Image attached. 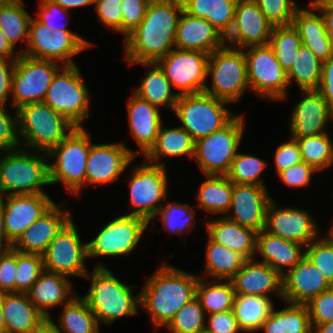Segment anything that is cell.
I'll list each match as a JSON object with an SVG mask.
<instances>
[{"instance_id": "1", "label": "cell", "mask_w": 333, "mask_h": 333, "mask_svg": "<svg viewBox=\"0 0 333 333\" xmlns=\"http://www.w3.org/2000/svg\"><path fill=\"white\" fill-rule=\"evenodd\" d=\"M181 0H150L139 26L123 41L125 59L132 63L157 62L175 47Z\"/></svg>"}, {"instance_id": "2", "label": "cell", "mask_w": 333, "mask_h": 333, "mask_svg": "<svg viewBox=\"0 0 333 333\" xmlns=\"http://www.w3.org/2000/svg\"><path fill=\"white\" fill-rule=\"evenodd\" d=\"M196 275L165 262L140 290V307L147 310L155 330L166 327L174 315L196 297Z\"/></svg>"}, {"instance_id": "3", "label": "cell", "mask_w": 333, "mask_h": 333, "mask_svg": "<svg viewBox=\"0 0 333 333\" xmlns=\"http://www.w3.org/2000/svg\"><path fill=\"white\" fill-rule=\"evenodd\" d=\"M91 280L89 292L81 296L99 324L111 325L116 319L138 313L140 293L133 296L135 286L121 282L104 264L98 263L85 276Z\"/></svg>"}, {"instance_id": "4", "label": "cell", "mask_w": 333, "mask_h": 333, "mask_svg": "<svg viewBox=\"0 0 333 333\" xmlns=\"http://www.w3.org/2000/svg\"><path fill=\"white\" fill-rule=\"evenodd\" d=\"M22 148L2 152L0 155V195L45 193L43 187L51 185L47 153L33 154ZM41 153V154H40Z\"/></svg>"}, {"instance_id": "5", "label": "cell", "mask_w": 333, "mask_h": 333, "mask_svg": "<svg viewBox=\"0 0 333 333\" xmlns=\"http://www.w3.org/2000/svg\"><path fill=\"white\" fill-rule=\"evenodd\" d=\"M16 111L19 144L37 152L48 153L77 128L44 102L27 104Z\"/></svg>"}, {"instance_id": "6", "label": "cell", "mask_w": 333, "mask_h": 333, "mask_svg": "<svg viewBox=\"0 0 333 333\" xmlns=\"http://www.w3.org/2000/svg\"><path fill=\"white\" fill-rule=\"evenodd\" d=\"M90 133L84 127H77L48 153L51 185L63 183L73 195H80L86 185V165L92 145Z\"/></svg>"}, {"instance_id": "7", "label": "cell", "mask_w": 333, "mask_h": 333, "mask_svg": "<svg viewBox=\"0 0 333 333\" xmlns=\"http://www.w3.org/2000/svg\"><path fill=\"white\" fill-rule=\"evenodd\" d=\"M211 76V87L206 84L204 92L228 103H236L247 89V64L243 49L229 45L209 54L207 77Z\"/></svg>"}, {"instance_id": "8", "label": "cell", "mask_w": 333, "mask_h": 333, "mask_svg": "<svg viewBox=\"0 0 333 333\" xmlns=\"http://www.w3.org/2000/svg\"><path fill=\"white\" fill-rule=\"evenodd\" d=\"M228 102L205 92L179 95L174 113L197 141L226 126L236 115L225 107Z\"/></svg>"}, {"instance_id": "9", "label": "cell", "mask_w": 333, "mask_h": 333, "mask_svg": "<svg viewBox=\"0 0 333 333\" xmlns=\"http://www.w3.org/2000/svg\"><path fill=\"white\" fill-rule=\"evenodd\" d=\"M244 117L236 115L221 130L195 141L193 159L204 175H227L244 132Z\"/></svg>"}, {"instance_id": "10", "label": "cell", "mask_w": 333, "mask_h": 333, "mask_svg": "<svg viewBox=\"0 0 333 333\" xmlns=\"http://www.w3.org/2000/svg\"><path fill=\"white\" fill-rule=\"evenodd\" d=\"M61 66L53 76L43 102L76 127H83L82 121L90 116L89 90L77 65Z\"/></svg>"}, {"instance_id": "11", "label": "cell", "mask_w": 333, "mask_h": 333, "mask_svg": "<svg viewBox=\"0 0 333 333\" xmlns=\"http://www.w3.org/2000/svg\"><path fill=\"white\" fill-rule=\"evenodd\" d=\"M250 91L271 100L287 98V72L281 67L269 45L243 49Z\"/></svg>"}, {"instance_id": "12", "label": "cell", "mask_w": 333, "mask_h": 333, "mask_svg": "<svg viewBox=\"0 0 333 333\" xmlns=\"http://www.w3.org/2000/svg\"><path fill=\"white\" fill-rule=\"evenodd\" d=\"M132 177L127 182L130 187V208L126 215L137 216L150 223L167 197L168 176L166 167L155 165L144 160L141 166L132 169Z\"/></svg>"}, {"instance_id": "13", "label": "cell", "mask_w": 333, "mask_h": 333, "mask_svg": "<svg viewBox=\"0 0 333 333\" xmlns=\"http://www.w3.org/2000/svg\"><path fill=\"white\" fill-rule=\"evenodd\" d=\"M61 68L58 62L27 57L16 59L11 95L14 111L21 106L43 102L53 76Z\"/></svg>"}, {"instance_id": "14", "label": "cell", "mask_w": 333, "mask_h": 333, "mask_svg": "<svg viewBox=\"0 0 333 333\" xmlns=\"http://www.w3.org/2000/svg\"><path fill=\"white\" fill-rule=\"evenodd\" d=\"M149 223L137 216L121 215L109 221L87 243V256H122L135 250Z\"/></svg>"}, {"instance_id": "15", "label": "cell", "mask_w": 333, "mask_h": 333, "mask_svg": "<svg viewBox=\"0 0 333 333\" xmlns=\"http://www.w3.org/2000/svg\"><path fill=\"white\" fill-rule=\"evenodd\" d=\"M73 218L62 228L42 254L44 270L70 276L85 277L87 243H82Z\"/></svg>"}, {"instance_id": "16", "label": "cell", "mask_w": 333, "mask_h": 333, "mask_svg": "<svg viewBox=\"0 0 333 333\" xmlns=\"http://www.w3.org/2000/svg\"><path fill=\"white\" fill-rule=\"evenodd\" d=\"M209 54L173 48L156 63L163 70L178 95L204 92L207 84ZM180 90V91H179Z\"/></svg>"}, {"instance_id": "17", "label": "cell", "mask_w": 333, "mask_h": 333, "mask_svg": "<svg viewBox=\"0 0 333 333\" xmlns=\"http://www.w3.org/2000/svg\"><path fill=\"white\" fill-rule=\"evenodd\" d=\"M310 212L295 207H278L272 200L267 208L264 231L307 246L318 239L319 227Z\"/></svg>"}, {"instance_id": "18", "label": "cell", "mask_w": 333, "mask_h": 333, "mask_svg": "<svg viewBox=\"0 0 333 333\" xmlns=\"http://www.w3.org/2000/svg\"><path fill=\"white\" fill-rule=\"evenodd\" d=\"M54 204L55 202L47 193L3 196L5 239L12 245Z\"/></svg>"}, {"instance_id": "19", "label": "cell", "mask_w": 333, "mask_h": 333, "mask_svg": "<svg viewBox=\"0 0 333 333\" xmlns=\"http://www.w3.org/2000/svg\"><path fill=\"white\" fill-rule=\"evenodd\" d=\"M136 158L124 143L93 144L86 165V186L116 182Z\"/></svg>"}, {"instance_id": "20", "label": "cell", "mask_w": 333, "mask_h": 333, "mask_svg": "<svg viewBox=\"0 0 333 333\" xmlns=\"http://www.w3.org/2000/svg\"><path fill=\"white\" fill-rule=\"evenodd\" d=\"M272 29L273 26L253 0H238L234 22L225 42L240 49L268 45Z\"/></svg>"}, {"instance_id": "21", "label": "cell", "mask_w": 333, "mask_h": 333, "mask_svg": "<svg viewBox=\"0 0 333 333\" xmlns=\"http://www.w3.org/2000/svg\"><path fill=\"white\" fill-rule=\"evenodd\" d=\"M267 188L233 183L231 205L226 217L256 232L264 230L267 208L273 200Z\"/></svg>"}, {"instance_id": "22", "label": "cell", "mask_w": 333, "mask_h": 333, "mask_svg": "<svg viewBox=\"0 0 333 333\" xmlns=\"http://www.w3.org/2000/svg\"><path fill=\"white\" fill-rule=\"evenodd\" d=\"M303 99L298 101L290 114L291 138H302L327 133L325 127L333 120V111L317 90H302Z\"/></svg>"}, {"instance_id": "23", "label": "cell", "mask_w": 333, "mask_h": 333, "mask_svg": "<svg viewBox=\"0 0 333 333\" xmlns=\"http://www.w3.org/2000/svg\"><path fill=\"white\" fill-rule=\"evenodd\" d=\"M56 203L31 224L11 245L21 253L42 255L55 236L72 219L71 212Z\"/></svg>"}, {"instance_id": "24", "label": "cell", "mask_w": 333, "mask_h": 333, "mask_svg": "<svg viewBox=\"0 0 333 333\" xmlns=\"http://www.w3.org/2000/svg\"><path fill=\"white\" fill-rule=\"evenodd\" d=\"M332 286L306 256L282 276V300L291 304H306Z\"/></svg>"}, {"instance_id": "25", "label": "cell", "mask_w": 333, "mask_h": 333, "mask_svg": "<svg viewBox=\"0 0 333 333\" xmlns=\"http://www.w3.org/2000/svg\"><path fill=\"white\" fill-rule=\"evenodd\" d=\"M225 44V37L206 19L182 11L175 35L176 48L211 54Z\"/></svg>"}, {"instance_id": "26", "label": "cell", "mask_w": 333, "mask_h": 333, "mask_svg": "<svg viewBox=\"0 0 333 333\" xmlns=\"http://www.w3.org/2000/svg\"><path fill=\"white\" fill-rule=\"evenodd\" d=\"M247 259L242 268L230 279L235 294L270 297L273 293L282 299V276L271 266Z\"/></svg>"}, {"instance_id": "27", "label": "cell", "mask_w": 333, "mask_h": 333, "mask_svg": "<svg viewBox=\"0 0 333 333\" xmlns=\"http://www.w3.org/2000/svg\"><path fill=\"white\" fill-rule=\"evenodd\" d=\"M127 111L131 136L133 135L139 148L136 156L141 153L144 156L154 145L163 124L160 110L132 92L128 99Z\"/></svg>"}, {"instance_id": "28", "label": "cell", "mask_w": 333, "mask_h": 333, "mask_svg": "<svg viewBox=\"0 0 333 333\" xmlns=\"http://www.w3.org/2000/svg\"><path fill=\"white\" fill-rule=\"evenodd\" d=\"M2 311L6 333H39L47 326L27 293H2Z\"/></svg>"}, {"instance_id": "29", "label": "cell", "mask_w": 333, "mask_h": 333, "mask_svg": "<svg viewBox=\"0 0 333 333\" xmlns=\"http://www.w3.org/2000/svg\"><path fill=\"white\" fill-rule=\"evenodd\" d=\"M304 251L305 246L300 243L283 239L264 230L257 232L255 253H259L263 258L259 262L271 266L281 276H284L305 256Z\"/></svg>"}, {"instance_id": "30", "label": "cell", "mask_w": 333, "mask_h": 333, "mask_svg": "<svg viewBox=\"0 0 333 333\" xmlns=\"http://www.w3.org/2000/svg\"><path fill=\"white\" fill-rule=\"evenodd\" d=\"M72 289L70 278L44 270L27 294L33 305L48 319L50 308L61 307L77 295Z\"/></svg>"}, {"instance_id": "31", "label": "cell", "mask_w": 333, "mask_h": 333, "mask_svg": "<svg viewBox=\"0 0 333 333\" xmlns=\"http://www.w3.org/2000/svg\"><path fill=\"white\" fill-rule=\"evenodd\" d=\"M206 230L213 241L240 253L246 259H254L257 237L255 230L241 226L226 216L207 221Z\"/></svg>"}, {"instance_id": "32", "label": "cell", "mask_w": 333, "mask_h": 333, "mask_svg": "<svg viewBox=\"0 0 333 333\" xmlns=\"http://www.w3.org/2000/svg\"><path fill=\"white\" fill-rule=\"evenodd\" d=\"M137 64L143 65L148 73L145 77H142L140 85L134 88L133 93L155 107L167 106V108L174 110L179 95L173 93L172 85L160 66L156 62L132 63L130 65Z\"/></svg>"}, {"instance_id": "33", "label": "cell", "mask_w": 333, "mask_h": 333, "mask_svg": "<svg viewBox=\"0 0 333 333\" xmlns=\"http://www.w3.org/2000/svg\"><path fill=\"white\" fill-rule=\"evenodd\" d=\"M195 140L182 127L167 129L163 124L158 131L154 145L144 155L147 162L166 167L165 162L159 163L161 157H180L187 155L193 159Z\"/></svg>"}, {"instance_id": "34", "label": "cell", "mask_w": 333, "mask_h": 333, "mask_svg": "<svg viewBox=\"0 0 333 333\" xmlns=\"http://www.w3.org/2000/svg\"><path fill=\"white\" fill-rule=\"evenodd\" d=\"M47 326L55 333H100L96 316L78 294L63 305L59 326L51 317L47 319Z\"/></svg>"}, {"instance_id": "35", "label": "cell", "mask_w": 333, "mask_h": 333, "mask_svg": "<svg viewBox=\"0 0 333 333\" xmlns=\"http://www.w3.org/2000/svg\"><path fill=\"white\" fill-rule=\"evenodd\" d=\"M183 10L194 17L206 19L224 37L233 25L238 0H181Z\"/></svg>"}, {"instance_id": "36", "label": "cell", "mask_w": 333, "mask_h": 333, "mask_svg": "<svg viewBox=\"0 0 333 333\" xmlns=\"http://www.w3.org/2000/svg\"><path fill=\"white\" fill-rule=\"evenodd\" d=\"M273 308L270 297L235 294L232 311L241 332L252 333L261 329Z\"/></svg>"}, {"instance_id": "37", "label": "cell", "mask_w": 333, "mask_h": 333, "mask_svg": "<svg viewBox=\"0 0 333 333\" xmlns=\"http://www.w3.org/2000/svg\"><path fill=\"white\" fill-rule=\"evenodd\" d=\"M287 304L282 310H275L274 307L260 330L265 333H312L307 305Z\"/></svg>"}, {"instance_id": "38", "label": "cell", "mask_w": 333, "mask_h": 333, "mask_svg": "<svg viewBox=\"0 0 333 333\" xmlns=\"http://www.w3.org/2000/svg\"><path fill=\"white\" fill-rule=\"evenodd\" d=\"M205 250L204 276L214 280H230L247 260L240 253L213 241L210 237Z\"/></svg>"}, {"instance_id": "39", "label": "cell", "mask_w": 333, "mask_h": 333, "mask_svg": "<svg viewBox=\"0 0 333 333\" xmlns=\"http://www.w3.org/2000/svg\"><path fill=\"white\" fill-rule=\"evenodd\" d=\"M198 191L199 206L214 214H227L232 199L233 183L226 175H205Z\"/></svg>"}, {"instance_id": "40", "label": "cell", "mask_w": 333, "mask_h": 333, "mask_svg": "<svg viewBox=\"0 0 333 333\" xmlns=\"http://www.w3.org/2000/svg\"><path fill=\"white\" fill-rule=\"evenodd\" d=\"M322 64L315 54L303 44L297 51L293 65L287 72L288 86L295 81L302 90H317L321 83Z\"/></svg>"}, {"instance_id": "41", "label": "cell", "mask_w": 333, "mask_h": 333, "mask_svg": "<svg viewBox=\"0 0 333 333\" xmlns=\"http://www.w3.org/2000/svg\"><path fill=\"white\" fill-rule=\"evenodd\" d=\"M203 277L198 278L196 297L206 315L232 310L235 291L230 280L218 283L219 280L208 282ZM217 281V283H216Z\"/></svg>"}, {"instance_id": "42", "label": "cell", "mask_w": 333, "mask_h": 333, "mask_svg": "<svg viewBox=\"0 0 333 333\" xmlns=\"http://www.w3.org/2000/svg\"><path fill=\"white\" fill-rule=\"evenodd\" d=\"M24 0L0 7V30L15 49L17 41L28 43L31 15L24 9Z\"/></svg>"}, {"instance_id": "43", "label": "cell", "mask_w": 333, "mask_h": 333, "mask_svg": "<svg viewBox=\"0 0 333 333\" xmlns=\"http://www.w3.org/2000/svg\"><path fill=\"white\" fill-rule=\"evenodd\" d=\"M49 35L48 60L62 62L63 66L76 65L72 60L93 44L72 31L53 30Z\"/></svg>"}, {"instance_id": "44", "label": "cell", "mask_w": 333, "mask_h": 333, "mask_svg": "<svg viewBox=\"0 0 333 333\" xmlns=\"http://www.w3.org/2000/svg\"><path fill=\"white\" fill-rule=\"evenodd\" d=\"M294 139L299 144L303 162L318 172L333 166V142L328 133Z\"/></svg>"}, {"instance_id": "45", "label": "cell", "mask_w": 333, "mask_h": 333, "mask_svg": "<svg viewBox=\"0 0 333 333\" xmlns=\"http://www.w3.org/2000/svg\"><path fill=\"white\" fill-rule=\"evenodd\" d=\"M268 45L273 49L281 67L288 72L302 42L298 32L289 25L273 27Z\"/></svg>"}, {"instance_id": "46", "label": "cell", "mask_w": 333, "mask_h": 333, "mask_svg": "<svg viewBox=\"0 0 333 333\" xmlns=\"http://www.w3.org/2000/svg\"><path fill=\"white\" fill-rule=\"evenodd\" d=\"M266 165L265 161L256 156L237 152L226 176L232 183L266 187L261 178Z\"/></svg>"}, {"instance_id": "47", "label": "cell", "mask_w": 333, "mask_h": 333, "mask_svg": "<svg viewBox=\"0 0 333 333\" xmlns=\"http://www.w3.org/2000/svg\"><path fill=\"white\" fill-rule=\"evenodd\" d=\"M206 313L195 297L186 303L165 327L171 333H199L205 330Z\"/></svg>"}, {"instance_id": "48", "label": "cell", "mask_w": 333, "mask_h": 333, "mask_svg": "<svg viewBox=\"0 0 333 333\" xmlns=\"http://www.w3.org/2000/svg\"><path fill=\"white\" fill-rule=\"evenodd\" d=\"M190 204H181L176 201H169L166 205H162L156 216L160 215L163 229L173 234H184L188 228H194L195 209ZM187 229V230H186Z\"/></svg>"}, {"instance_id": "49", "label": "cell", "mask_w": 333, "mask_h": 333, "mask_svg": "<svg viewBox=\"0 0 333 333\" xmlns=\"http://www.w3.org/2000/svg\"><path fill=\"white\" fill-rule=\"evenodd\" d=\"M327 235H320L318 239L310 242L304 252L333 287V233L330 231Z\"/></svg>"}, {"instance_id": "50", "label": "cell", "mask_w": 333, "mask_h": 333, "mask_svg": "<svg viewBox=\"0 0 333 333\" xmlns=\"http://www.w3.org/2000/svg\"><path fill=\"white\" fill-rule=\"evenodd\" d=\"M43 271L42 255L17 251L15 293H27Z\"/></svg>"}, {"instance_id": "51", "label": "cell", "mask_w": 333, "mask_h": 333, "mask_svg": "<svg viewBox=\"0 0 333 333\" xmlns=\"http://www.w3.org/2000/svg\"><path fill=\"white\" fill-rule=\"evenodd\" d=\"M309 7L308 10L299 7L291 23L293 28L298 32L300 39L329 37L322 14L318 15L314 13L315 7L311 2Z\"/></svg>"}, {"instance_id": "52", "label": "cell", "mask_w": 333, "mask_h": 333, "mask_svg": "<svg viewBox=\"0 0 333 333\" xmlns=\"http://www.w3.org/2000/svg\"><path fill=\"white\" fill-rule=\"evenodd\" d=\"M273 27L289 26L299 6L295 0H253Z\"/></svg>"}, {"instance_id": "53", "label": "cell", "mask_w": 333, "mask_h": 333, "mask_svg": "<svg viewBox=\"0 0 333 333\" xmlns=\"http://www.w3.org/2000/svg\"><path fill=\"white\" fill-rule=\"evenodd\" d=\"M52 31L51 28L31 17L27 47L18 52L30 58L48 60V42Z\"/></svg>"}, {"instance_id": "54", "label": "cell", "mask_w": 333, "mask_h": 333, "mask_svg": "<svg viewBox=\"0 0 333 333\" xmlns=\"http://www.w3.org/2000/svg\"><path fill=\"white\" fill-rule=\"evenodd\" d=\"M312 328L333 321V287L322 291L306 303Z\"/></svg>"}, {"instance_id": "55", "label": "cell", "mask_w": 333, "mask_h": 333, "mask_svg": "<svg viewBox=\"0 0 333 333\" xmlns=\"http://www.w3.org/2000/svg\"><path fill=\"white\" fill-rule=\"evenodd\" d=\"M17 251L12 247L0 248V293H15Z\"/></svg>"}, {"instance_id": "56", "label": "cell", "mask_w": 333, "mask_h": 333, "mask_svg": "<svg viewBox=\"0 0 333 333\" xmlns=\"http://www.w3.org/2000/svg\"><path fill=\"white\" fill-rule=\"evenodd\" d=\"M6 105H0V151H10L17 149L19 144L17 134V111L14 116L10 115L5 108Z\"/></svg>"}, {"instance_id": "57", "label": "cell", "mask_w": 333, "mask_h": 333, "mask_svg": "<svg viewBox=\"0 0 333 333\" xmlns=\"http://www.w3.org/2000/svg\"><path fill=\"white\" fill-rule=\"evenodd\" d=\"M95 9L105 27L122 33V0H95Z\"/></svg>"}, {"instance_id": "58", "label": "cell", "mask_w": 333, "mask_h": 333, "mask_svg": "<svg viewBox=\"0 0 333 333\" xmlns=\"http://www.w3.org/2000/svg\"><path fill=\"white\" fill-rule=\"evenodd\" d=\"M150 0H122V33L125 39L141 23Z\"/></svg>"}, {"instance_id": "59", "label": "cell", "mask_w": 333, "mask_h": 333, "mask_svg": "<svg viewBox=\"0 0 333 333\" xmlns=\"http://www.w3.org/2000/svg\"><path fill=\"white\" fill-rule=\"evenodd\" d=\"M39 1L40 2L38 8L40 10L36 11L37 14L36 19L40 23L51 28L52 30L70 31L69 29H67L66 26L68 22H66L65 24L64 22H61V24L59 23V19H61V17H63L65 14L70 13L67 9L62 8L59 4L54 3L51 0H39Z\"/></svg>"}, {"instance_id": "60", "label": "cell", "mask_w": 333, "mask_h": 333, "mask_svg": "<svg viewBox=\"0 0 333 333\" xmlns=\"http://www.w3.org/2000/svg\"><path fill=\"white\" fill-rule=\"evenodd\" d=\"M274 164L277 171V175L288 168L295 166L302 161L299 144L294 138H290L289 141L280 144L274 154Z\"/></svg>"}, {"instance_id": "61", "label": "cell", "mask_w": 333, "mask_h": 333, "mask_svg": "<svg viewBox=\"0 0 333 333\" xmlns=\"http://www.w3.org/2000/svg\"><path fill=\"white\" fill-rule=\"evenodd\" d=\"M318 172L313 166L301 162L295 166L281 171L278 176L280 180L287 186L292 188H300L309 186L314 173Z\"/></svg>"}, {"instance_id": "62", "label": "cell", "mask_w": 333, "mask_h": 333, "mask_svg": "<svg viewBox=\"0 0 333 333\" xmlns=\"http://www.w3.org/2000/svg\"><path fill=\"white\" fill-rule=\"evenodd\" d=\"M205 329L211 333H238L240 328L232 310L209 314Z\"/></svg>"}, {"instance_id": "63", "label": "cell", "mask_w": 333, "mask_h": 333, "mask_svg": "<svg viewBox=\"0 0 333 333\" xmlns=\"http://www.w3.org/2000/svg\"><path fill=\"white\" fill-rule=\"evenodd\" d=\"M317 91L323 96L329 108L333 111V57L322 64L321 83Z\"/></svg>"}, {"instance_id": "64", "label": "cell", "mask_w": 333, "mask_h": 333, "mask_svg": "<svg viewBox=\"0 0 333 333\" xmlns=\"http://www.w3.org/2000/svg\"><path fill=\"white\" fill-rule=\"evenodd\" d=\"M16 60H0V105H6L11 96L12 76Z\"/></svg>"}, {"instance_id": "65", "label": "cell", "mask_w": 333, "mask_h": 333, "mask_svg": "<svg viewBox=\"0 0 333 333\" xmlns=\"http://www.w3.org/2000/svg\"><path fill=\"white\" fill-rule=\"evenodd\" d=\"M301 42L304 46L308 47L321 62L333 57V45L330 37L301 39Z\"/></svg>"}, {"instance_id": "66", "label": "cell", "mask_w": 333, "mask_h": 333, "mask_svg": "<svg viewBox=\"0 0 333 333\" xmlns=\"http://www.w3.org/2000/svg\"><path fill=\"white\" fill-rule=\"evenodd\" d=\"M14 50L4 33L0 30V60H16L20 53L17 52L16 54Z\"/></svg>"}, {"instance_id": "67", "label": "cell", "mask_w": 333, "mask_h": 333, "mask_svg": "<svg viewBox=\"0 0 333 333\" xmlns=\"http://www.w3.org/2000/svg\"><path fill=\"white\" fill-rule=\"evenodd\" d=\"M317 12L323 16L326 31L331 39L333 45V8L332 7H315Z\"/></svg>"}, {"instance_id": "68", "label": "cell", "mask_w": 333, "mask_h": 333, "mask_svg": "<svg viewBox=\"0 0 333 333\" xmlns=\"http://www.w3.org/2000/svg\"><path fill=\"white\" fill-rule=\"evenodd\" d=\"M54 3L59 4L62 8L68 11L72 8H79L86 5H95V0H51Z\"/></svg>"}, {"instance_id": "69", "label": "cell", "mask_w": 333, "mask_h": 333, "mask_svg": "<svg viewBox=\"0 0 333 333\" xmlns=\"http://www.w3.org/2000/svg\"><path fill=\"white\" fill-rule=\"evenodd\" d=\"M3 216V197L0 195V248L11 247V244L5 239Z\"/></svg>"}, {"instance_id": "70", "label": "cell", "mask_w": 333, "mask_h": 333, "mask_svg": "<svg viewBox=\"0 0 333 333\" xmlns=\"http://www.w3.org/2000/svg\"><path fill=\"white\" fill-rule=\"evenodd\" d=\"M312 333H333V321L325 324L315 325L313 327Z\"/></svg>"}, {"instance_id": "71", "label": "cell", "mask_w": 333, "mask_h": 333, "mask_svg": "<svg viewBox=\"0 0 333 333\" xmlns=\"http://www.w3.org/2000/svg\"><path fill=\"white\" fill-rule=\"evenodd\" d=\"M311 4L314 7H332L333 8V0H312Z\"/></svg>"}, {"instance_id": "72", "label": "cell", "mask_w": 333, "mask_h": 333, "mask_svg": "<svg viewBox=\"0 0 333 333\" xmlns=\"http://www.w3.org/2000/svg\"><path fill=\"white\" fill-rule=\"evenodd\" d=\"M0 333H6V326L2 311V293H0Z\"/></svg>"}, {"instance_id": "73", "label": "cell", "mask_w": 333, "mask_h": 333, "mask_svg": "<svg viewBox=\"0 0 333 333\" xmlns=\"http://www.w3.org/2000/svg\"><path fill=\"white\" fill-rule=\"evenodd\" d=\"M16 0H0V7L2 6H6V5H10L13 2H15Z\"/></svg>"}, {"instance_id": "74", "label": "cell", "mask_w": 333, "mask_h": 333, "mask_svg": "<svg viewBox=\"0 0 333 333\" xmlns=\"http://www.w3.org/2000/svg\"><path fill=\"white\" fill-rule=\"evenodd\" d=\"M39 333H55L53 332L48 326H46L41 332Z\"/></svg>"}, {"instance_id": "75", "label": "cell", "mask_w": 333, "mask_h": 333, "mask_svg": "<svg viewBox=\"0 0 333 333\" xmlns=\"http://www.w3.org/2000/svg\"><path fill=\"white\" fill-rule=\"evenodd\" d=\"M199 333H211V332H209V331H207V330L205 329V330H203V331H201V332H199Z\"/></svg>"}, {"instance_id": "76", "label": "cell", "mask_w": 333, "mask_h": 333, "mask_svg": "<svg viewBox=\"0 0 333 333\" xmlns=\"http://www.w3.org/2000/svg\"><path fill=\"white\" fill-rule=\"evenodd\" d=\"M329 231H331L333 233V224H332L331 228H329Z\"/></svg>"}]
</instances>
